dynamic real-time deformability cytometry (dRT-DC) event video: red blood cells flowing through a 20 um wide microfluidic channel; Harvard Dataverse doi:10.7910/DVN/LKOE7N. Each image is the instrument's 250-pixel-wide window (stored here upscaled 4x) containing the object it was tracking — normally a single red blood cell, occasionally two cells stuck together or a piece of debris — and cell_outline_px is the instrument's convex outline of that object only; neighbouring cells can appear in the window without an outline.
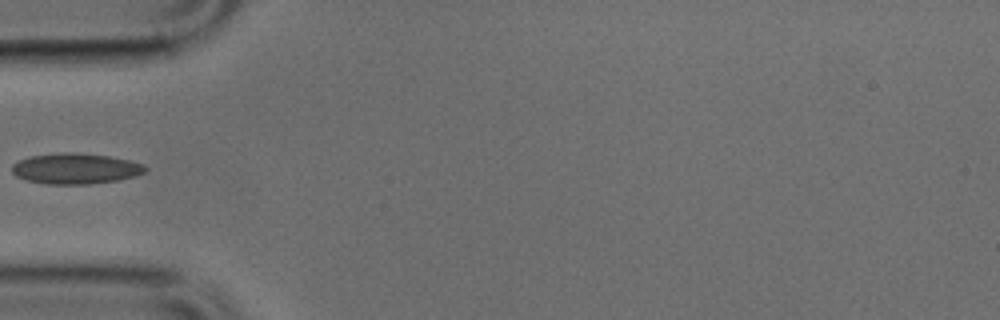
{"species": "common noctule bat (a hibernating species)", "species_latin": "Nyctalus noctula", "temperature_condition": "cold", "stored_images_in_passage": 35, "camera_frame_rate_fps": 3000, "um_per_image_px": 0.085, "animal": {"sex": "male", "body_mass_g": 17.9, "forearm_length_mm": 54.2}, "frame": {"image": 1, "passage_image": 1, "time_ms": 0.0, "image_size_px": [1000, 320], "cell_outline_px": [[148, 168], [144, 172], [132, 176], [116, 180], [88, 184], [48, 184], [28, 180], [16, 176], [12, 172], [12, 164], [20, 160], [32, 156], [60, 152], [72, 152], [108, 156], [128, 160], [144, 164]], "centroid_in_image_um": [6.4, 14.32], "position_along_channel_um": 78.6, "area_um2": 23.52}}
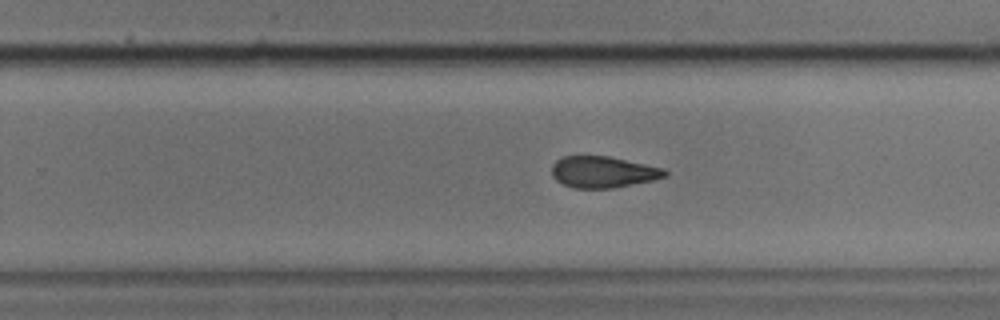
{"frame": {"image": 2, "passage_image": 16, "time_ms": 5.0, "image_size_px": [1000, 320], "cell_outline_px": [[668, 176], [652, 180], [612, 188], [572, 188], [556, 180], [552, 176], [552, 164], [556, 160], [564, 156], [608, 156], [664, 168], [668, 172]], "centroid_in_image_um": [51.25, 14.62], "position_along_channel_um": 278.5, "area_um2": 20.63}}
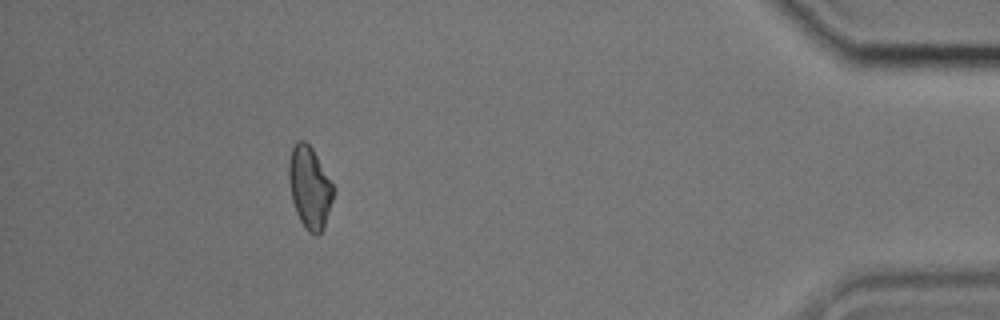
{"frame": {"image": 3, "passage_image": 30, "time_ms": 9.667, "image_size_px": [1000, 320], "cell_outline_px": [[336, 188], [324, 228], [316, 236], [308, 232], [304, 228], [296, 212], [292, 200], [288, 176], [288, 160], [292, 148], [296, 140], [304, 140], [312, 148]], "centroid_in_image_um": [26.32, 15.93], "position_along_channel_um": 408.9, "area_um2": 21.56}}